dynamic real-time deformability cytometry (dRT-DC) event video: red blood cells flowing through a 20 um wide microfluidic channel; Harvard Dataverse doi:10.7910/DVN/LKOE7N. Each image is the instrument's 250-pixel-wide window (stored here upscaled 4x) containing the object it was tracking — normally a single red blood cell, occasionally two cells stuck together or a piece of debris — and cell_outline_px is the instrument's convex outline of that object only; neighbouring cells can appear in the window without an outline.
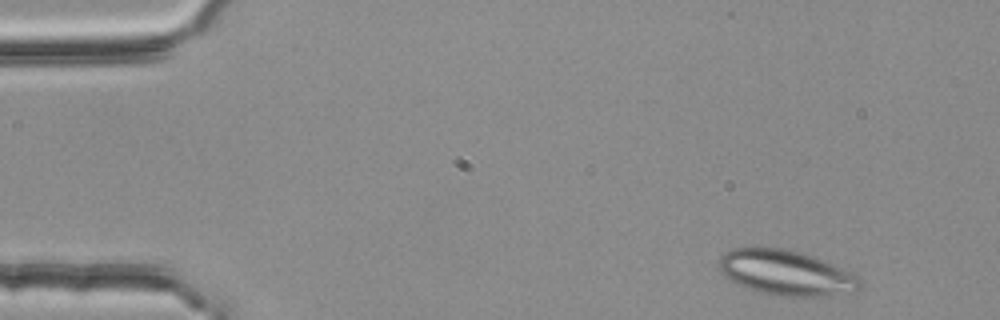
{"species": "common noctule bat (a hibernating species)", "species_latin": "Nyctalus noctula", "temperature_condition": "room temperature", "stored_images_in_passage": 3, "camera_frame_rate_fps": 3000, "um_per_image_px": 0.085, "animal": {"sex": "female", "body_mass_g": 25.1}, "frame": {"image": 1, "passage_image": 1, "time_ms": 0.0, "image_size_px": [1000, 320], "cell_outline_px": [[864, 280], [860, 288], [856, 292], [832, 296], [788, 296], [760, 292], [748, 288], [724, 276], [720, 272], [720, 256], [724, 252], [732, 248], [756, 244], [784, 248], [804, 252], [816, 256]], "centroid_in_image_um": [66.81, 23.14], "position_along_channel_um": 18.2, "area_um2": 37.8}}